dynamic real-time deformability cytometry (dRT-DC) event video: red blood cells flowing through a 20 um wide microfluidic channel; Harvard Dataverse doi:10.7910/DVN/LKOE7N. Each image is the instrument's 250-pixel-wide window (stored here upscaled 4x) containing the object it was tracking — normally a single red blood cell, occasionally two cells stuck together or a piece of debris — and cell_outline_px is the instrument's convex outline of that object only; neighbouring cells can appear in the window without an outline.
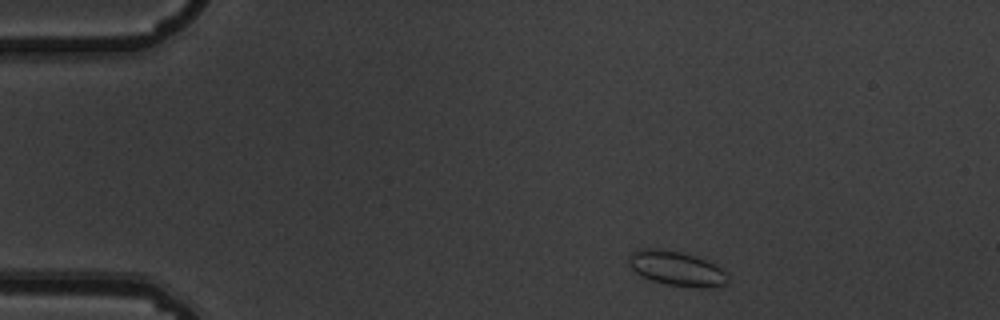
{"species": "common noctule bat (a hibernating species)", "species_latin": "Nyctalus noctula", "temperature_condition": "warm", "stored_images_in_passage": 3, "camera_frame_rate_fps": 3000, "um_per_image_px": 0.085, "animal": {"sex": "male", "body_mass_g": 19.5, "forearm_length_mm": 54.6}, "frame": {"image": 1, "passage_image": 1, "time_ms": 0.0, "image_size_px": [1000, 320], "cell_outline_px": [[728, 284], [708, 288], [700, 288], [664, 284], [640, 276], [632, 268], [628, 260], [628, 256], [632, 252], [640, 248], [660, 248], [680, 252], [696, 256], [716, 264], [724, 268], [728, 272]], "centroid_in_image_um": [57.56, 22.82], "position_along_channel_um": 27.4, "area_um2": 20.4}}